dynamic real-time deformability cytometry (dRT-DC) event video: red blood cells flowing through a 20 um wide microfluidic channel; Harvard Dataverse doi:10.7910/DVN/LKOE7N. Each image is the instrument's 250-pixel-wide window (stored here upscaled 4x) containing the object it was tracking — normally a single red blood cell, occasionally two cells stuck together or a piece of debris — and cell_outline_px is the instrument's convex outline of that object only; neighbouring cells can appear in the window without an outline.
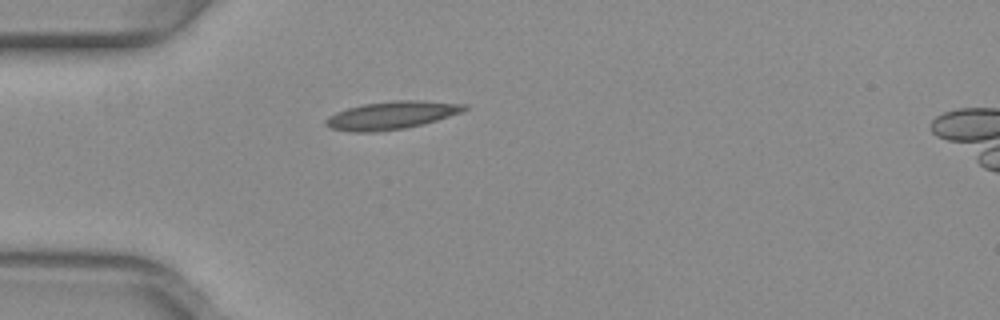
{"species": "common noctule bat (a hibernating species)", "species_latin": "Nyctalus noctula", "temperature_condition": "warm", "stored_images_in_passage": 38, "camera_frame_rate_fps": 3000, "um_per_image_px": 0.085, "animal": {"sex": "female", "body_mass_g": 29.2, "forearm_length_mm": 56.3}, "frame": {"image": 1, "passage_image": 1, "time_ms": 0.0, "image_size_px": [1000, 320], "cell_outline_px": [[468, 108], [464, 112], [436, 120], [404, 128], [376, 132], [352, 132], [328, 128], [324, 124], [324, 120], [328, 116], [336, 112], [348, 108], [364, 104], [396, 100], [424, 100], [468, 104]], "centroid_in_image_um": [33.28, 9.79], "position_along_channel_um": 51.7, "area_um2": 22.66}}
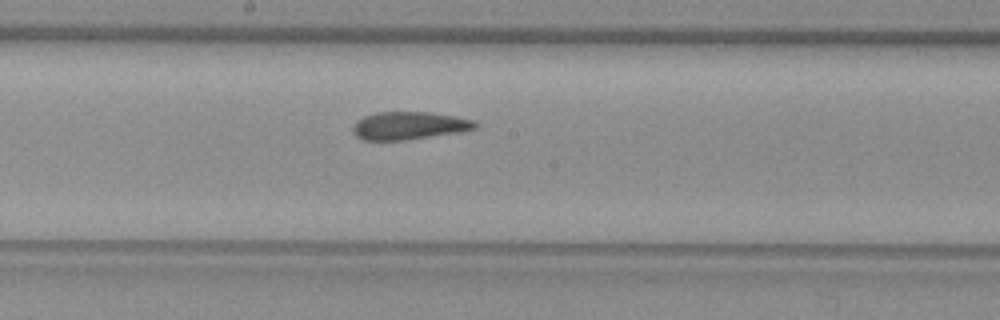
{"frame": {"image": 2, "passage_image": 14, "time_ms": 4.333, "image_size_px": [1000, 320], "cell_outline_px": [[480, 124], [476, 128], [464, 132], [404, 140], [364, 140], [356, 136], [352, 132], [352, 124], [356, 120], [364, 116], [376, 112], [428, 112], [456, 116], [476, 120]], "centroid_in_image_um": [34.8, 10.68], "position_along_channel_um": 213.4, "area_um2": 20.23}}
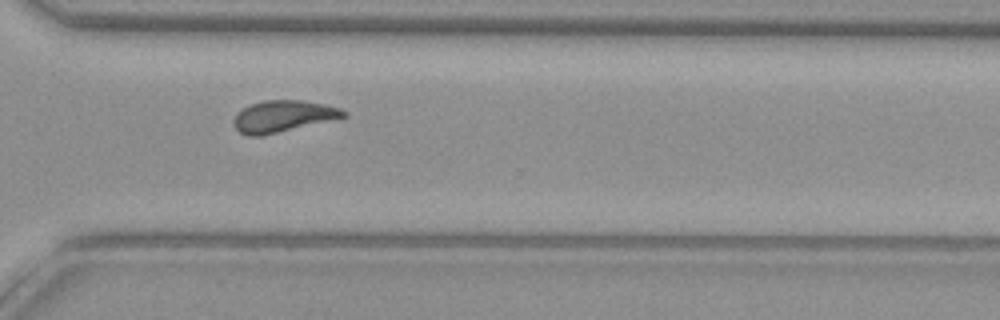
{"frame": {"image": 3, "passage_image": 24, "time_ms": 7.667, "image_size_px": [1000, 320], "cell_outline_px": [[348, 116], [260, 136], [248, 136], [240, 132], [232, 124], [232, 120], [236, 112], [252, 104], [264, 100], [304, 100], [324, 104], [340, 108], [348, 112]], "centroid_in_image_um": [24.04, 9.87], "position_along_channel_um": 346.6, "area_um2": 20.11}, "authors_computed_cell_mechanics": {"area_um2": 20.4323, "velocity_mm_per_s": 4.0017, "shape_relaxation_time_tau1_ms": null, "shape_relaxation_time_tau2_ms": 1.0835, "deformation_change_tau1": null, "deformation_change_tau2": 0.0667}}